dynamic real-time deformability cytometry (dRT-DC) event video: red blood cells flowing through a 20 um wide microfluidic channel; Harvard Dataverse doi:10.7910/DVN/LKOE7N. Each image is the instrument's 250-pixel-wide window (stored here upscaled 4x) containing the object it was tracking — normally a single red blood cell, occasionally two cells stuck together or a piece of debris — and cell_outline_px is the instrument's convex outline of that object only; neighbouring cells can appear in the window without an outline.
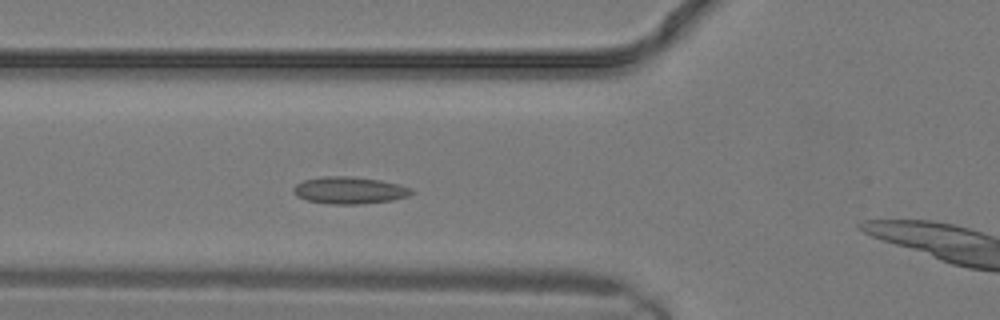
{"species": "common noctule bat (a hibernating species)", "species_latin": "Nyctalus noctula", "temperature_condition": "warm", "stored_images_in_passage": 6, "camera_frame_rate_fps": 3000, "um_per_image_px": 0.085, "animal": {"sex": "male", "body_mass_g": 19.2, "forearm_length_mm": 51.8}, "frame": {"image": 1, "passage_image": 6, "time_ms": 1.667, "image_size_px": [1000, 320], "cell_outline_px": [[416, 192], [408, 196], [392, 200], [360, 204], [328, 204], [308, 200], [296, 196], [292, 192], [292, 188], [296, 184], [304, 180], [324, 176], [348, 176], [380, 180], [400, 184], [412, 188]], "centroid_in_image_um": [29.71, 16.17], "position_along_channel_um": 96.1, "area_um2": 18.73}}